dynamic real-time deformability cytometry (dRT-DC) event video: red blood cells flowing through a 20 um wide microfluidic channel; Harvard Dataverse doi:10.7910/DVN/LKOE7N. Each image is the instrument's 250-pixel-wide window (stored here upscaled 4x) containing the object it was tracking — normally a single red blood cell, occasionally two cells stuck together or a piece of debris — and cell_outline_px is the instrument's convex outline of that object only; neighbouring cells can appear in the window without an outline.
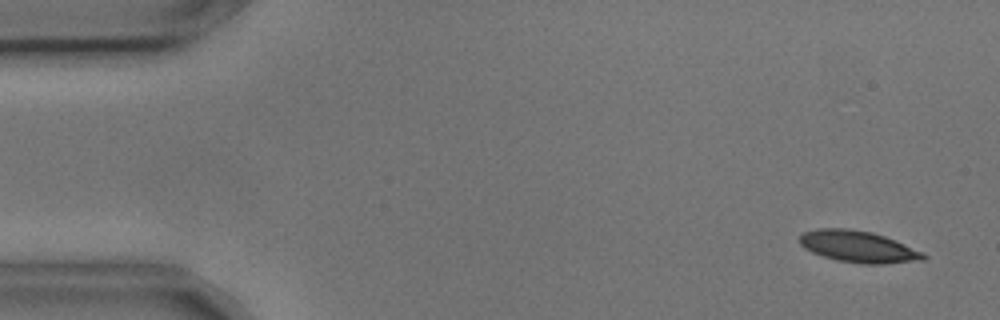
{"species": "common noctule bat (a hibernating species)", "species_latin": "Nyctalus noctula", "temperature_condition": "cold", "stored_images_in_passage": 5, "camera_frame_rate_fps": 3000, "um_per_image_px": 0.085, "animal": {"sex": "male", "body_mass_g": 17.9, "forearm_length_mm": 54.2}, "frame": {"image": 1, "passage_image": 1, "time_ms": 0.0, "image_size_px": [1000, 320], "cell_outline_px": [[928, 256], [924, 260], [884, 264], [864, 264], [836, 260], [812, 252], [804, 248], [800, 244], [800, 236], [804, 232], [820, 228], [848, 228], [872, 232], [896, 240], [924, 252]], "centroid_in_image_um": [72.99, 20.97], "position_along_channel_um": 12.0, "area_um2": 22.89}}